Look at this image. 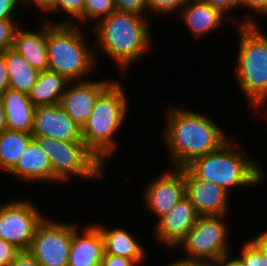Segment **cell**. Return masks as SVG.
Returning <instances> with one entry per match:
<instances>
[{"mask_svg":"<svg viewBox=\"0 0 267 266\" xmlns=\"http://www.w3.org/2000/svg\"><path fill=\"white\" fill-rule=\"evenodd\" d=\"M175 107L169 106L168 112L166 110L162 132V143L171 157L169 167H185L193 159L217 150L232 137V134L227 136L225 129L209 114L177 104Z\"/></svg>","mask_w":267,"mask_h":266,"instance_id":"1","label":"cell"},{"mask_svg":"<svg viewBox=\"0 0 267 266\" xmlns=\"http://www.w3.org/2000/svg\"><path fill=\"white\" fill-rule=\"evenodd\" d=\"M150 19L114 11L93 25L92 31L96 37L93 46L98 52L105 53V57L107 55L120 71L126 73L129 67L132 68L135 62L148 56V52L152 50Z\"/></svg>","mask_w":267,"mask_h":266,"instance_id":"2","label":"cell"},{"mask_svg":"<svg viewBox=\"0 0 267 266\" xmlns=\"http://www.w3.org/2000/svg\"><path fill=\"white\" fill-rule=\"evenodd\" d=\"M236 136L232 135L220 148L193 159L185 167L196 178L221 186L230 194L235 188L260 185L267 179L263 163L243 153Z\"/></svg>","mask_w":267,"mask_h":266,"instance_id":"3","label":"cell"},{"mask_svg":"<svg viewBox=\"0 0 267 266\" xmlns=\"http://www.w3.org/2000/svg\"><path fill=\"white\" fill-rule=\"evenodd\" d=\"M128 98L125 86L115 80L98 97L89 119L81 127L83 142L105 167L120 147L116 136L129 114Z\"/></svg>","mask_w":267,"mask_h":266,"instance_id":"4","label":"cell"},{"mask_svg":"<svg viewBox=\"0 0 267 266\" xmlns=\"http://www.w3.org/2000/svg\"><path fill=\"white\" fill-rule=\"evenodd\" d=\"M83 29L79 25L47 21L48 70L61 74L68 81L86 80L84 77L99 65L100 57L97 55L100 53L89 45Z\"/></svg>","mask_w":267,"mask_h":266,"instance_id":"5","label":"cell"},{"mask_svg":"<svg viewBox=\"0 0 267 266\" xmlns=\"http://www.w3.org/2000/svg\"><path fill=\"white\" fill-rule=\"evenodd\" d=\"M238 48L233 79L253 111L267 97V34L259 25H236Z\"/></svg>","mask_w":267,"mask_h":266,"instance_id":"6","label":"cell"},{"mask_svg":"<svg viewBox=\"0 0 267 266\" xmlns=\"http://www.w3.org/2000/svg\"><path fill=\"white\" fill-rule=\"evenodd\" d=\"M47 154L53 172V184H68L72 178L100 180L107 172L100 160L83 141H60L49 137L33 136ZM57 182V183H56Z\"/></svg>","mask_w":267,"mask_h":266,"instance_id":"7","label":"cell"},{"mask_svg":"<svg viewBox=\"0 0 267 266\" xmlns=\"http://www.w3.org/2000/svg\"><path fill=\"white\" fill-rule=\"evenodd\" d=\"M227 217L229 215L199 216L187 236L175 248L184 250L185 254L181 258L200 264H211L223 254L231 252L230 222Z\"/></svg>","mask_w":267,"mask_h":266,"instance_id":"8","label":"cell"},{"mask_svg":"<svg viewBox=\"0 0 267 266\" xmlns=\"http://www.w3.org/2000/svg\"><path fill=\"white\" fill-rule=\"evenodd\" d=\"M11 198L0 203V238L20 250H29L37 227L49 215H44L29 197Z\"/></svg>","mask_w":267,"mask_h":266,"instance_id":"9","label":"cell"},{"mask_svg":"<svg viewBox=\"0 0 267 266\" xmlns=\"http://www.w3.org/2000/svg\"><path fill=\"white\" fill-rule=\"evenodd\" d=\"M75 221H56L48 216L37 227L29 251L41 266H67Z\"/></svg>","mask_w":267,"mask_h":266,"instance_id":"10","label":"cell"},{"mask_svg":"<svg viewBox=\"0 0 267 266\" xmlns=\"http://www.w3.org/2000/svg\"><path fill=\"white\" fill-rule=\"evenodd\" d=\"M144 187L142 196L145 210L158 221L185 196L184 167L167 168L157 177L149 179Z\"/></svg>","mask_w":267,"mask_h":266,"instance_id":"11","label":"cell"},{"mask_svg":"<svg viewBox=\"0 0 267 266\" xmlns=\"http://www.w3.org/2000/svg\"><path fill=\"white\" fill-rule=\"evenodd\" d=\"M111 79L70 81L62 95L60 105L82 127L89 119L98 97L114 82Z\"/></svg>","mask_w":267,"mask_h":266,"instance_id":"12","label":"cell"},{"mask_svg":"<svg viewBox=\"0 0 267 266\" xmlns=\"http://www.w3.org/2000/svg\"><path fill=\"white\" fill-rule=\"evenodd\" d=\"M185 196L199 216L229 215L232 195L221 186L196 178L184 167Z\"/></svg>","mask_w":267,"mask_h":266,"instance_id":"13","label":"cell"},{"mask_svg":"<svg viewBox=\"0 0 267 266\" xmlns=\"http://www.w3.org/2000/svg\"><path fill=\"white\" fill-rule=\"evenodd\" d=\"M199 215L191 201L184 196L166 215L156 221L152 231L156 241L168 249H175L187 236Z\"/></svg>","mask_w":267,"mask_h":266,"instance_id":"14","label":"cell"},{"mask_svg":"<svg viewBox=\"0 0 267 266\" xmlns=\"http://www.w3.org/2000/svg\"><path fill=\"white\" fill-rule=\"evenodd\" d=\"M33 136L60 141H83L81 127L65 112L60 103L35 107Z\"/></svg>","mask_w":267,"mask_h":266,"instance_id":"15","label":"cell"},{"mask_svg":"<svg viewBox=\"0 0 267 266\" xmlns=\"http://www.w3.org/2000/svg\"><path fill=\"white\" fill-rule=\"evenodd\" d=\"M73 230L67 266H100L104 255V241L100 230L92 223Z\"/></svg>","mask_w":267,"mask_h":266,"instance_id":"16","label":"cell"},{"mask_svg":"<svg viewBox=\"0 0 267 266\" xmlns=\"http://www.w3.org/2000/svg\"><path fill=\"white\" fill-rule=\"evenodd\" d=\"M178 17L177 20H182L186 29L188 28L190 34H193L192 37L197 39L199 37L203 39V36L218 31L224 27L225 22L228 23V16L202 0H188L187 4L180 10Z\"/></svg>","mask_w":267,"mask_h":266,"instance_id":"17","label":"cell"},{"mask_svg":"<svg viewBox=\"0 0 267 266\" xmlns=\"http://www.w3.org/2000/svg\"><path fill=\"white\" fill-rule=\"evenodd\" d=\"M27 184H53V172L50 160L44 150L33 139L21 155L16 166L8 173Z\"/></svg>","mask_w":267,"mask_h":266,"instance_id":"18","label":"cell"},{"mask_svg":"<svg viewBox=\"0 0 267 266\" xmlns=\"http://www.w3.org/2000/svg\"><path fill=\"white\" fill-rule=\"evenodd\" d=\"M40 29L25 28L22 24L16 29L13 49L31 66L39 71L48 70L47 21L40 22ZM23 27V28H22Z\"/></svg>","mask_w":267,"mask_h":266,"instance_id":"19","label":"cell"},{"mask_svg":"<svg viewBox=\"0 0 267 266\" xmlns=\"http://www.w3.org/2000/svg\"><path fill=\"white\" fill-rule=\"evenodd\" d=\"M101 232L104 241V254L122 256L133 259L138 265L142 266L147 262V248L139 242L140 234L130 233V230L123 227H106L101 223H93ZM146 249V250H144ZM146 252V253H145Z\"/></svg>","mask_w":267,"mask_h":266,"instance_id":"20","label":"cell"},{"mask_svg":"<svg viewBox=\"0 0 267 266\" xmlns=\"http://www.w3.org/2000/svg\"><path fill=\"white\" fill-rule=\"evenodd\" d=\"M0 100L6 113L7 129L32 133L35 106L28 94L13 89H6Z\"/></svg>","mask_w":267,"mask_h":266,"instance_id":"21","label":"cell"},{"mask_svg":"<svg viewBox=\"0 0 267 266\" xmlns=\"http://www.w3.org/2000/svg\"><path fill=\"white\" fill-rule=\"evenodd\" d=\"M69 82L57 72L40 71L36 84L28 94L29 99L35 107L58 104Z\"/></svg>","mask_w":267,"mask_h":266,"instance_id":"22","label":"cell"},{"mask_svg":"<svg viewBox=\"0 0 267 266\" xmlns=\"http://www.w3.org/2000/svg\"><path fill=\"white\" fill-rule=\"evenodd\" d=\"M5 59L9 88L29 94L36 84L39 70L31 66L16 50L7 49L2 53Z\"/></svg>","mask_w":267,"mask_h":266,"instance_id":"23","label":"cell"},{"mask_svg":"<svg viewBox=\"0 0 267 266\" xmlns=\"http://www.w3.org/2000/svg\"><path fill=\"white\" fill-rule=\"evenodd\" d=\"M33 140L32 133L7 129L0 134V170L9 173Z\"/></svg>","mask_w":267,"mask_h":266,"instance_id":"24","label":"cell"},{"mask_svg":"<svg viewBox=\"0 0 267 266\" xmlns=\"http://www.w3.org/2000/svg\"><path fill=\"white\" fill-rule=\"evenodd\" d=\"M84 3L85 0H54L52 8L47 14L50 13L53 15L55 13L56 15L58 12L63 14L65 12V16H62L58 21L53 17L52 19L48 18L45 21H48L51 24L79 25L83 27L81 24H83Z\"/></svg>","mask_w":267,"mask_h":266,"instance_id":"25","label":"cell"},{"mask_svg":"<svg viewBox=\"0 0 267 266\" xmlns=\"http://www.w3.org/2000/svg\"><path fill=\"white\" fill-rule=\"evenodd\" d=\"M114 11H116L114 0H85L83 24L87 25V22H91L90 24L93 26L100 19L109 16Z\"/></svg>","mask_w":267,"mask_h":266,"instance_id":"26","label":"cell"},{"mask_svg":"<svg viewBox=\"0 0 267 266\" xmlns=\"http://www.w3.org/2000/svg\"><path fill=\"white\" fill-rule=\"evenodd\" d=\"M240 7H243L247 10L249 8L250 10H248L247 12L244 11L245 15L241 20L234 18L236 19L233 21L235 23L234 25H259V21L256 19V16L259 15L260 17H267V0H239V8ZM249 11H251L255 15V17L253 14L251 16V12Z\"/></svg>","mask_w":267,"mask_h":266,"instance_id":"27","label":"cell"},{"mask_svg":"<svg viewBox=\"0 0 267 266\" xmlns=\"http://www.w3.org/2000/svg\"><path fill=\"white\" fill-rule=\"evenodd\" d=\"M244 242L238 254L244 266H263L262 244L254 236Z\"/></svg>","mask_w":267,"mask_h":266,"instance_id":"28","label":"cell"},{"mask_svg":"<svg viewBox=\"0 0 267 266\" xmlns=\"http://www.w3.org/2000/svg\"><path fill=\"white\" fill-rule=\"evenodd\" d=\"M188 0H146L149 17L155 14L157 17L179 13ZM178 10V11H177ZM174 12V13H173Z\"/></svg>","mask_w":267,"mask_h":266,"instance_id":"29","label":"cell"},{"mask_svg":"<svg viewBox=\"0 0 267 266\" xmlns=\"http://www.w3.org/2000/svg\"><path fill=\"white\" fill-rule=\"evenodd\" d=\"M22 18L0 20V55L13 48L16 29L21 25Z\"/></svg>","mask_w":267,"mask_h":266,"instance_id":"30","label":"cell"},{"mask_svg":"<svg viewBox=\"0 0 267 266\" xmlns=\"http://www.w3.org/2000/svg\"><path fill=\"white\" fill-rule=\"evenodd\" d=\"M116 11L149 17L146 0H114Z\"/></svg>","mask_w":267,"mask_h":266,"instance_id":"31","label":"cell"},{"mask_svg":"<svg viewBox=\"0 0 267 266\" xmlns=\"http://www.w3.org/2000/svg\"><path fill=\"white\" fill-rule=\"evenodd\" d=\"M20 251L12 243L0 238V266H11L16 254Z\"/></svg>","mask_w":267,"mask_h":266,"instance_id":"32","label":"cell"},{"mask_svg":"<svg viewBox=\"0 0 267 266\" xmlns=\"http://www.w3.org/2000/svg\"><path fill=\"white\" fill-rule=\"evenodd\" d=\"M19 6V0H0V20L16 19Z\"/></svg>","mask_w":267,"mask_h":266,"instance_id":"33","label":"cell"},{"mask_svg":"<svg viewBox=\"0 0 267 266\" xmlns=\"http://www.w3.org/2000/svg\"><path fill=\"white\" fill-rule=\"evenodd\" d=\"M204 3L219 9L223 14L230 15L232 10H239V0H202Z\"/></svg>","mask_w":267,"mask_h":266,"instance_id":"34","label":"cell"},{"mask_svg":"<svg viewBox=\"0 0 267 266\" xmlns=\"http://www.w3.org/2000/svg\"><path fill=\"white\" fill-rule=\"evenodd\" d=\"M100 266H139L133 259L104 254Z\"/></svg>","mask_w":267,"mask_h":266,"instance_id":"35","label":"cell"},{"mask_svg":"<svg viewBox=\"0 0 267 266\" xmlns=\"http://www.w3.org/2000/svg\"><path fill=\"white\" fill-rule=\"evenodd\" d=\"M11 266H41L29 250H20Z\"/></svg>","mask_w":267,"mask_h":266,"instance_id":"36","label":"cell"},{"mask_svg":"<svg viewBox=\"0 0 267 266\" xmlns=\"http://www.w3.org/2000/svg\"><path fill=\"white\" fill-rule=\"evenodd\" d=\"M53 1L54 0H19L20 7H19L18 11L20 9L22 10L26 6L28 8L33 9L31 6L34 5V6H36L35 7L36 8L35 10H40V12L42 11L41 12V15L42 14H46L52 8Z\"/></svg>","mask_w":267,"mask_h":266,"instance_id":"37","label":"cell"},{"mask_svg":"<svg viewBox=\"0 0 267 266\" xmlns=\"http://www.w3.org/2000/svg\"><path fill=\"white\" fill-rule=\"evenodd\" d=\"M231 252L223 254L217 260L212 262L213 266H244L243 261L240 256H232L230 255Z\"/></svg>","mask_w":267,"mask_h":266,"instance_id":"38","label":"cell"},{"mask_svg":"<svg viewBox=\"0 0 267 266\" xmlns=\"http://www.w3.org/2000/svg\"><path fill=\"white\" fill-rule=\"evenodd\" d=\"M9 88V76L4 56L0 55V95Z\"/></svg>","mask_w":267,"mask_h":266,"instance_id":"39","label":"cell"},{"mask_svg":"<svg viewBox=\"0 0 267 266\" xmlns=\"http://www.w3.org/2000/svg\"><path fill=\"white\" fill-rule=\"evenodd\" d=\"M7 130L6 113L0 100V134Z\"/></svg>","mask_w":267,"mask_h":266,"instance_id":"40","label":"cell"},{"mask_svg":"<svg viewBox=\"0 0 267 266\" xmlns=\"http://www.w3.org/2000/svg\"><path fill=\"white\" fill-rule=\"evenodd\" d=\"M162 266H193V262L188 261V260H184L182 258H178V259H174V261L172 260V262H168L165 265Z\"/></svg>","mask_w":267,"mask_h":266,"instance_id":"41","label":"cell"},{"mask_svg":"<svg viewBox=\"0 0 267 266\" xmlns=\"http://www.w3.org/2000/svg\"><path fill=\"white\" fill-rule=\"evenodd\" d=\"M264 230L265 228L261 232L255 234L254 237L267 249V228L265 231Z\"/></svg>","mask_w":267,"mask_h":266,"instance_id":"42","label":"cell"},{"mask_svg":"<svg viewBox=\"0 0 267 266\" xmlns=\"http://www.w3.org/2000/svg\"><path fill=\"white\" fill-rule=\"evenodd\" d=\"M264 108H266L265 110H263ZM258 112V111H261V112H265V113H263L264 115H265V117L264 118H267V97L263 100V101H261V103L254 109V111H252L253 113H255V112Z\"/></svg>","mask_w":267,"mask_h":266,"instance_id":"43","label":"cell"},{"mask_svg":"<svg viewBox=\"0 0 267 266\" xmlns=\"http://www.w3.org/2000/svg\"><path fill=\"white\" fill-rule=\"evenodd\" d=\"M262 261L263 266H267V249L262 245Z\"/></svg>","mask_w":267,"mask_h":266,"instance_id":"44","label":"cell"},{"mask_svg":"<svg viewBox=\"0 0 267 266\" xmlns=\"http://www.w3.org/2000/svg\"><path fill=\"white\" fill-rule=\"evenodd\" d=\"M193 266H213L212 264H208V263H197V262H193Z\"/></svg>","mask_w":267,"mask_h":266,"instance_id":"45","label":"cell"}]
</instances>
